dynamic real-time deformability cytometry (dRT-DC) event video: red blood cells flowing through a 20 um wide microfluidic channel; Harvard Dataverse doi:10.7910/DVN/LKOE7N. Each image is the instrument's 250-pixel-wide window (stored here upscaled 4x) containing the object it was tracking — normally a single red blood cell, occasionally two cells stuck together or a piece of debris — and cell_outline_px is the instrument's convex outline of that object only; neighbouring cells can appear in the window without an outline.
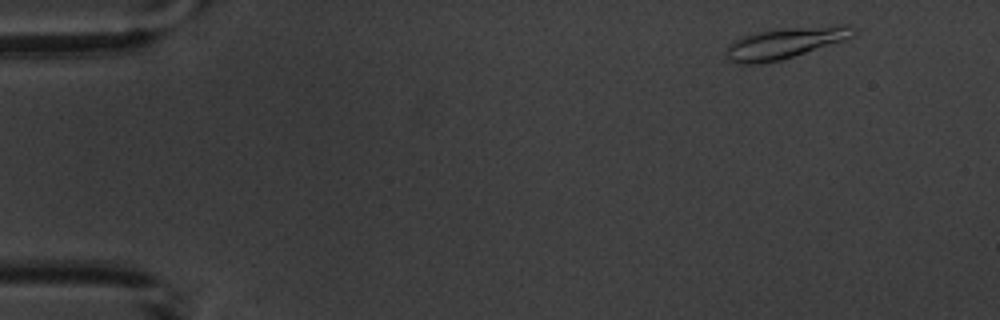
{"species": "common noctule bat (a hibernating species)", "species_latin": "Nyctalus noctula", "temperature_condition": "warm", "stored_images_in_passage": 4, "camera_frame_rate_fps": 3000, "um_per_image_px": 0.085, "animal": {"sex": "male", "body_mass_g": 20.1, "forearm_length_mm": 53.5}, "frame": {"image": 1, "passage_image": 1, "time_ms": 0.0, "image_size_px": [1000, 320], "cell_outline_px": [[856, 36], [848, 40], [780, 60], [764, 64], [732, 64], [728, 60], [724, 52], [728, 44], [732, 40], [740, 36], [760, 32], [784, 28], [840, 24], [848, 24], [856, 28]], "centroid_in_image_um": [66.75, 3.66], "position_along_channel_um": 18.2, "area_um2": 23.81}}